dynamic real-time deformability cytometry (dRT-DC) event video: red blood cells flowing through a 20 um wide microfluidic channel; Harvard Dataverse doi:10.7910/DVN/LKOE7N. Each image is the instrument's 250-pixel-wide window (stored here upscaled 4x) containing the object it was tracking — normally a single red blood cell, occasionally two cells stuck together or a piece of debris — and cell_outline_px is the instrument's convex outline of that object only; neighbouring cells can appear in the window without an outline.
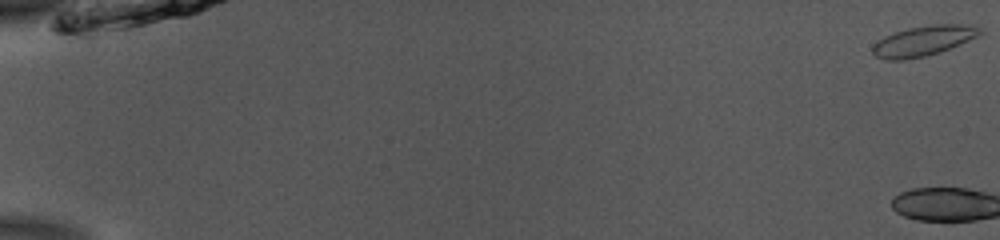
{"species": "common noctule bat (a hibernating species)", "species_latin": "Nyctalus noctula", "temperature_condition": "room temperature", "stored_images_in_passage": 3, "camera_frame_rate_fps": 3000, "um_per_image_px": 0.085, "animal": {"sex": "male", "body_mass_g": 13.0, "forearm_length_mm": 53.1}, "frame": {"image": 1, "passage_image": 1, "time_ms": 0.0, "image_size_px": [1000, 240], "cell_outline_px": [[984, 32], [968, 40], [940, 52], [924, 56], [904, 60], [884, 60], [876, 56], [872, 52], [872, 44], [884, 36], [908, 28], [932, 24], [972, 24], [980, 28]], "centroid_in_image_um": [78.46, 3.47], "position_along_channel_um": 6.5, "area_um2": 18.84}}